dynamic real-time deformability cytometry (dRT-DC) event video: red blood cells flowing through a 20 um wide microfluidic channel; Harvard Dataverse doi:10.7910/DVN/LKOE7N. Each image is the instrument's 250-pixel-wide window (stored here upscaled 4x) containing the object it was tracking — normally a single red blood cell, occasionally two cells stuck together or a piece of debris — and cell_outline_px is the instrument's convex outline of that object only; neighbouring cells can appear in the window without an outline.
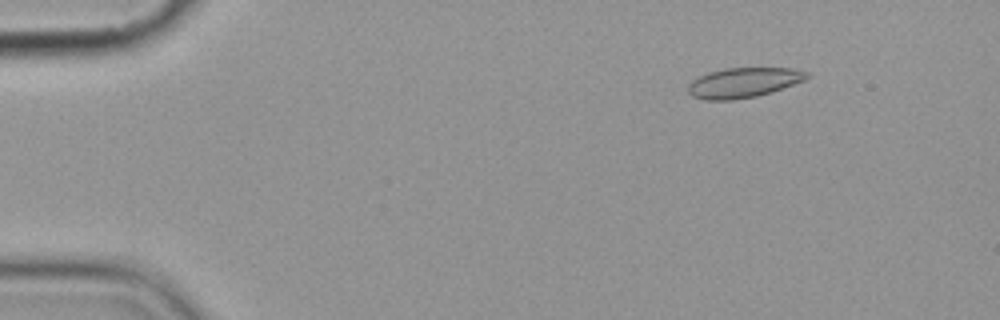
{"species": "common noctule bat (a hibernating species)", "species_latin": "Nyctalus noctula", "temperature_condition": "cold", "stored_images_in_passage": 5, "camera_frame_rate_fps": 3000, "um_per_image_px": 0.085, "animal": {"sex": "female", "body_mass_g": 19.9}, "frame": {"image": 1, "passage_image": 3, "time_ms": 2.333, "image_size_px": [1000, 320], "cell_outline_px": [[808, 76], [804, 80], [756, 96], [732, 100], [704, 100], [692, 96], [688, 92], [688, 84], [692, 80], [708, 72], [724, 68], [792, 68], [808, 72]], "centroid_in_image_um": [63.13, 7.02], "position_along_channel_um": 21.9, "area_um2": 20.46}}